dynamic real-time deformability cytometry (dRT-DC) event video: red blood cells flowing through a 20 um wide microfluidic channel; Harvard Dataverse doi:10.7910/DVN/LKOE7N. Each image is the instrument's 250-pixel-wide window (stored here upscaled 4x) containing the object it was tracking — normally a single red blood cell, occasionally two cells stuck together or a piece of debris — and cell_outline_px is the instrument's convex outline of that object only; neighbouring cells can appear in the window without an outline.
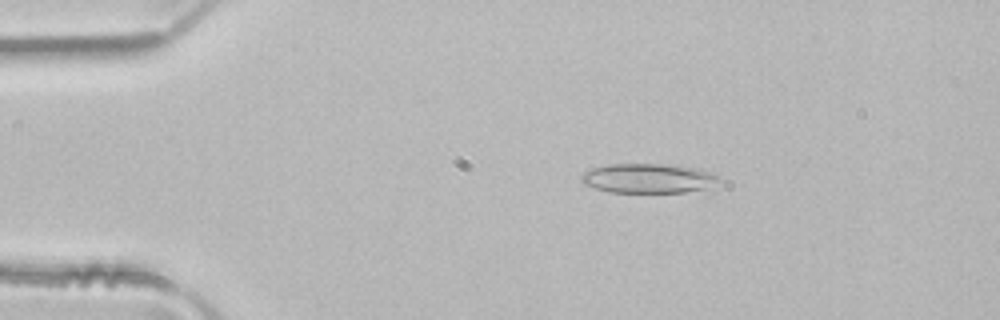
{"species": "common noctule bat (a hibernating species)", "species_latin": "Nyctalus noctula", "temperature_condition": "room temperature", "stored_images_in_passage": 4, "camera_frame_rate_fps": 3000, "um_per_image_px": 0.085, "animal": {"sex": "male", "body_mass_g": 21.5, "forearm_length_mm": 52.0}, "frame": {"image": 1, "passage_image": 3, "time_ms": 0.667, "image_size_px": [1000, 320], "cell_outline_px": [[724, 180], [712, 188], [684, 192], [608, 192], [584, 184], [580, 180], [580, 176], [592, 168], [608, 164], [668, 164], [692, 168], [708, 172], [720, 176]], "centroid_in_image_um": [55.16, 15.17], "position_along_channel_um": 29.8, "area_um2": 23.81}}